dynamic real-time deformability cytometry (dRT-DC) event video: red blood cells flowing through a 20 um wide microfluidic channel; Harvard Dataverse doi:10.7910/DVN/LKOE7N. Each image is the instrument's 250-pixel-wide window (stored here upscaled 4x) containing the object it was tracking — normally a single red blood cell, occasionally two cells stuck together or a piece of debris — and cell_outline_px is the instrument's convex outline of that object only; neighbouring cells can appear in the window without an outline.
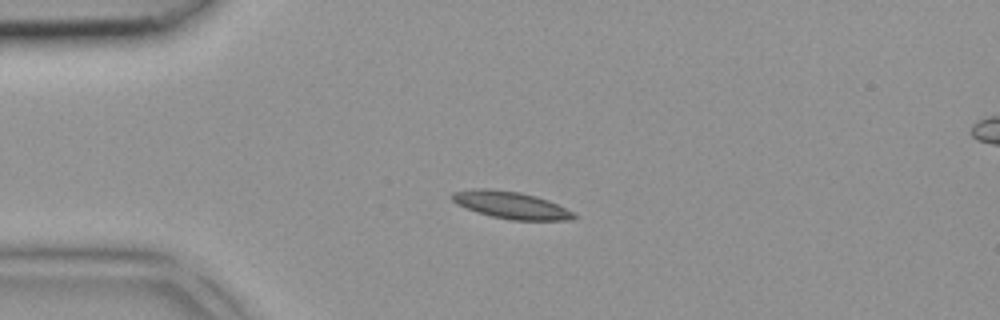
{"species": "common noctule bat (a hibernating species)", "species_latin": "Nyctalus noctula", "temperature_condition": "room temperature", "stored_images_in_passage": 2, "camera_frame_rate_fps": 3000, "um_per_image_px": 0.085, "animal": {"sex": "female", "body_mass_g": 18.4}, "frame": {"image": 1, "passage_image": 1, "time_ms": 0.0, "image_size_px": [1000, 320], "cell_outline_px": [[576, 216], [572, 220], [512, 220], [492, 216], [476, 212], [456, 204], [452, 200], [452, 192], [472, 188], [492, 188], [520, 192], [536, 196], [548, 200], [572, 212]], "centroid_in_image_um": [43.37, 17.42], "position_along_channel_um": 41.6, "area_um2": 19.25}}